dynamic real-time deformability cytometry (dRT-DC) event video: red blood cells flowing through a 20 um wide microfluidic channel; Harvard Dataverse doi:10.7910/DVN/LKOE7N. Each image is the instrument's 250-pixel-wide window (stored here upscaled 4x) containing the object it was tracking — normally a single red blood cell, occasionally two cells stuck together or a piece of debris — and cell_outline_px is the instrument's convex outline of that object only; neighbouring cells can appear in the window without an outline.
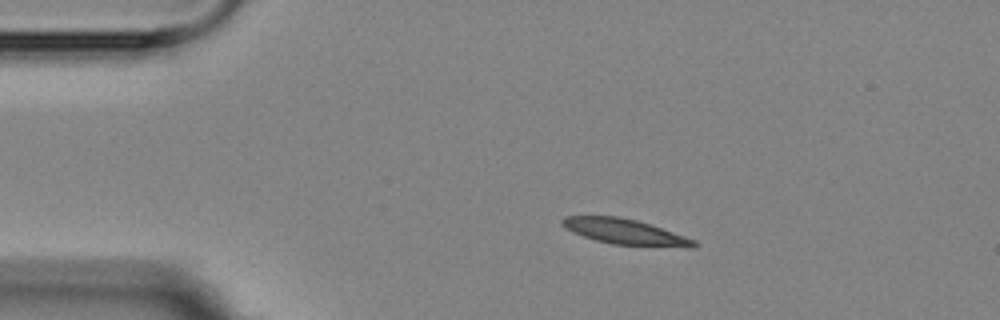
{"species": "Egyptian fruit bat (a non-hibernating species)", "species_latin": "Rousettus aegyptiacus", "temperature_condition": "room temperature", "stored_images_in_passage": 5, "camera_frame_rate_fps": 3000, "um_per_image_px": 0.085, "animal": {"sex": "female"}, "frame": {"image": 1, "passage_image": 2, "time_ms": 1.0, "image_size_px": [1000, 320], "cell_outline_px": [[700, 244], [696, 248], [688, 248], [612, 244], [596, 240], [572, 232], [564, 228], [560, 224], [560, 220], [564, 216], [620, 216], [636, 220], [696, 240]], "centroid_in_image_um": [53.13, 19.71], "position_along_channel_um": 31.9, "area_um2": 19.65}}
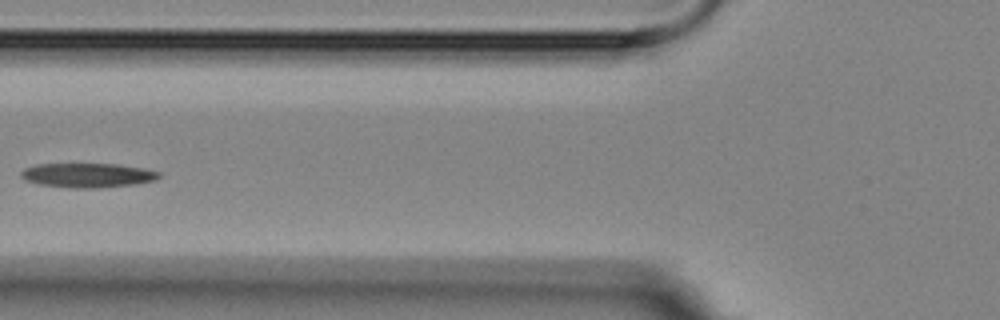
{"frame": {"image": 2, "passage_image": 5, "time_ms": 4.667, "image_size_px": [1000, 320], "cell_outline_px": [[160, 176], [156, 180], [136, 184], [100, 188], [72, 188], [40, 184], [24, 180], [20, 176], [20, 172], [24, 168], [36, 164], [116, 164], [144, 168], [160, 172]], "centroid_in_image_um": [7.45, 14.9], "position_along_channel_um": 118.4, "area_um2": 19.71}}